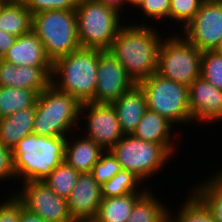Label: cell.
<instances>
[{
	"instance_id": "obj_26",
	"label": "cell",
	"mask_w": 222,
	"mask_h": 222,
	"mask_svg": "<svg viewBox=\"0 0 222 222\" xmlns=\"http://www.w3.org/2000/svg\"><path fill=\"white\" fill-rule=\"evenodd\" d=\"M38 94L19 87L0 86V118L36 104Z\"/></svg>"
},
{
	"instance_id": "obj_28",
	"label": "cell",
	"mask_w": 222,
	"mask_h": 222,
	"mask_svg": "<svg viewBox=\"0 0 222 222\" xmlns=\"http://www.w3.org/2000/svg\"><path fill=\"white\" fill-rule=\"evenodd\" d=\"M79 175L80 172L64 160L43 181L58 196L68 199Z\"/></svg>"
},
{
	"instance_id": "obj_23",
	"label": "cell",
	"mask_w": 222,
	"mask_h": 222,
	"mask_svg": "<svg viewBox=\"0 0 222 222\" xmlns=\"http://www.w3.org/2000/svg\"><path fill=\"white\" fill-rule=\"evenodd\" d=\"M150 190L137 200L126 222H169V207H165Z\"/></svg>"
},
{
	"instance_id": "obj_43",
	"label": "cell",
	"mask_w": 222,
	"mask_h": 222,
	"mask_svg": "<svg viewBox=\"0 0 222 222\" xmlns=\"http://www.w3.org/2000/svg\"><path fill=\"white\" fill-rule=\"evenodd\" d=\"M218 51H220V52L222 53V43H221V45H220Z\"/></svg>"
},
{
	"instance_id": "obj_40",
	"label": "cell",
	"mask_w": 222,
	"mask_h": 222,
	"mask_svg": "<svg viewBox=\"0 0 222 222\" xmlns=\"http://www.w3.org/2000/svg\"><path fill=\"white\" fill-rule=\"evenodd\" d=\"M74 222H103L100 220L97 216L87 217V218H81Z\"/></svg>"
},
{
	"instance_id": "obj_6",
	"label": "cell",
	"mask_w": 222,
	"mask_h": 222,
	"mask_svg": "<svg viewBox=\"0 0 222 222\" xmlns=\"http://www.w3.org/2000/svg\"><path fill=\"white\" fill-rule=\"evenodd\" d=\"M32 30L52 62L81 47L75 10H47L32 15Z\"/></svg>"
},
{
	"instance_id": "obj_34",
	"label": "cell",
	"mask_w": 222,
	"mask_h": 222,
	"mask_svg": "<svg viewBox=\"0 0 222 222\" xmlns=\"http://www.w3.org/2000/svg\"><path fill=\"white\" fill-rule=\"evenodd\" d=\"M138 9H141L143 16L145 15L148 19L150 17L155 21L170 20V0H144Z\"/></svg>"
},
{
	"instance_id": "obj_36",
	"label": "cell",
	"mask_w": 222,
	"mask_h": 222,
	"mask_svg": "<svg viewBox=\"0 0 222 222\" xmlns=\"http://www.w3.org/2000/svg\"><path fill=\"white\" fill-rule=\"evenodd\" d=\"M12 178L16 179L12 148L0 142V180L3 183L6 180L10 181Z\"/></svg>"
},
{
	"instance_id": "obj_3",
	"label": "cell",
	"mask_w": 222,
	"mask_h": 222,
	"mask_svg": "<svg viewBox=\"0 0 222 222\" xmlns=\"http://www.w3.org/2000/svg\"><path fill=\"white\" fill-rule=\"evenodd\" d=\"M100 49L82 48L53 62L51 85L68 93L81 104L90 102L97 86Z\"/></svg>"
},
{
	"instance_id": "obj_22",
	"label": "cell",
	"mask_w": 222,
	"mask_h": 222,
	"mask_svg": "<svg viewBox=\"0 0 222 222\" xmlns=\"http://www.w3.org/2000/svg\"><path fill=\"white\" fill-rule=\"evenodd\" d=\"M32 29V14L24 3H0V30L19 37Z\"/></svg>"
},
{
	"instance_id": "obj_39",
	"label": "cell",
	"mask_w": 222,
	"mask_h": 222,
	"mask_svg": "<svg viewBox=\"0 0 222 222\" xmlns=\"http://www.w3.org/2000/svg\"><path fill=\"white\" fill-rule=\"evenodd\" d=\"M97 1L106 6L112 7L115 10H118L120 13H122L121 10L123 9L124 5L127 6L128 4V0H97Z\"/></svg>"
},
{
	"instance_id": "obj_12",
	"label": "cell",
	"mask_w": 222,
	"mask_h": 222,
	"mask_svg": "<svg viewBox=\"0 0 222 222\" xmlns=\"http://www.w3.org/2000/svg\"><path fill=\"white\" fill-rule=\"evenodd\" d=\"M83 112L87 113L83 115ZM82 115L87 118L88 135L85 137L95 141L104 151L110 150L124 136L112 104L83 103L79 116Z\"/></svg>"
},
{
	"instance_id": "obj_24",
	"label": "cell",
	"mask_w": 222,
	"mask_h": 222,
	"mask_svg": "<svg viewBox=\"0 0 222 222\" xmlns=\"http://www.w3.org/2000/svg\"><path fill=\"white\" fill-rule=\"evenodd\" d=\"M143 194L130 193L120 197L102 198L96 216L103 222H126Z\"/></svg>"
},
{
	"instance_id": "obj_8",
	"label": "cell",
	"mask_w": 222,
	"mask_h": 222,
	"mask_svg": "<svg viewBox=\"0 0 222 222\" xmlns=\"http://www.w3.org/2000/svg\"><path fill=\"white\" fill-rule=\"evenodd\" d=\"M181 35L183 34L177 36L176 33L167 39L163 38L157 73L188 87L196 78L201 77L203 52Z\"/></svg>"
},
{
	"instance_id": "obj_21",
	"label": "cell",
	"mask_w": 222,
	"mask_h": 222,
	"mask_svg": "<svg viewBox=\"0 0 222 222\" xmlns=\"http://www.w3.org/2000/svg\"><path fill=\"white\" fill-rule=\"evenodd\" d=\"M36 104L0 118V142L13 147L25 136L33 133Z\"/></svg>"
},
{
	"instance_id": "obj_19",
	"label": "cell",
	"mask_w": 222,
	"mask_h": 222,
	"mask_svg": "<svg viewBox=\"0 0 222 222\" xmlns=\"http://www.w3.org/2000/svg\"><path fill=\"white\" fill-rule=\"evenodd\" d=\"M175 127L158 113L146 109L136 130L132 133L135 138L162 145L171 155L175 144L171 141L172 128Z\"/></svg>"
},
{
	"instance_id": "obj_9",
	"label": "cell",
	"mask_w": 222,
	"mask_h": 222,
	"mask_svg": "<svg viewBox=\"0 0 222 222\" xmlns=\"http://www.w3.org/2000/svg\"><path fill=\"white\" fill-rule=\"evenodd\" d=\"M110 151L121 164L122 169L132 172L143 184L164 165L172 155L162 146L152 142L124 135Z\"/></svg>"
},
{
	"instance_id": "obj_29",
	"label": "cell",
	"mask_w": 222,
	"mask_h": 222,
	"mask_svg": "<svg viewBox=\"0 0 222 222\" xmlns=\"http://www.w3.org/2000/svg\"><path fill=\"white\" fill-rule=\"evenodd\" d=\"M192 190L191 188V195L184 199L186 202L182 204L178 214L173 217V213L169 211V222H215L211 211Z\"/></svg>"
},
{
	"instance_id": "obj_31",
	"label": "cell",
	"mask_w": 222,
	"mask_h": 222,
	"mask_svg": "<svg viewBox=\"0 0 222 222\" xmlns=\"http://www.w3.org/2000/svg\"><path fill=\"white\" fill-rule=\"evenodd\" d=\"M122 170L121 164L110 150L104 151L99 161L93 166L91 174L99 185L109 181L114 175Z\"/></svg>"
},
{
	"instance_id": "obj_32",
	"label": "cell",
	"mask_w": 222,
	"mask_h": 222,
	"mask_svg": "<svg viewBox=\"0 0 222 222\" xmlns=\"http://www.w3.org/2000/svg\"><path fill=\"white\" fill-rule=\"evenodd\" d=\"M205 0H170V19L185 27L199 11Z\"/></svg>"
},
{
	"instance_id": "obj_20",
	"label": "cell",
	"mask_w": 222,
	"mask_h": 222,
	"mask_svg": "<svg viewBox=\"0 0 222 222\" xmlns=\"http://www.w3.org/2000/svg\"><path fill=\"white\" fill-rule=\"evenodd\" d=\"M69 136H67L65 145V161L80 173L91 172L104 150L95 141L84 135L81 138L73 137V141L71 139L73 135Z\"/></svg>"
},
{
	"instance_id": "obj_25",
	"label": "cell",
	"mask_w": 222,
	"mask_h": 222,
	"mask_svg": "<svg viewBox=\"0 0 222 222\" xmlns=\"http://www.w3.org/2000/svg\"><path fill=\"white\" fill-rule=\"evenodd\" d=\"M209 178L204 183L197 184L198 187L196 185L192 192L211 211L214 221L222 222V171Z\"/></svg>"
},
{
	"instance_id": "obj_14",
	"label": "cell",
	"mask_w": 222,
	"mask_h": 222,
	"mask_svg": "<svg viewBox=\"0 0 222 222\" xmlns=\"http://www.w3.org/2000/svg\"><path fill=\"white\" fill-rule=\"evenodd\" d=\"M188 97L192 123L222 121V90L198 77L188 86Z\"/></svg>"
},
{
	"instance_id": "obj_30",
	"label": "cell",
	"mask_w": 222,
	"mask_h": 222,
	"mask_svg": "<svg viewBox=\"0 0 222 222\" xmlns=\"http://www.w3.org/2000/svg\"><path fill=\"white\" fill-rule=\"evenodd\" d=\"M201 77L222 90V53L218 50L203 51Z\"/></svg>"
},
{
	"instance_id": "obj_17",
	"label": "cell",
	"mask_w": 222,
	"mask_h": 222,
	"mask_svg": "<svg viewBox=\"0 0 222 222\" xmlns=\"http://www.w3.org/2000/svg\"><path fill=\"white\" fill-rule=\"evenodd\" d=\"M2 60L15 66L53 67L41 40L32 29L16 38Z\"/></svg>"
},
{
	"instance_id": "obj_27",
	"label": "cell",
	"mask_w": 222,
	"mask_h": 222,
	"mask_svg": "<svg viewBox=\"0 0 222 222\" xmlns=\"http://www.w3.org/2000/svg\"><path fill=\"white\" fill-rule=\"evenodd\" d=\"M142 181L132 172L122 169L109 181L100 185L102 198L120 197L130 193H145L149 188L138 189Z\"/></svg>"
},
{
	"instance_id": "obj_16",
	"label": "cell",
	"mask_w": 222,
	"mask_h": 222,
	"mask_svg": "<svg viewBox=\"0 0 222 222\" xmlns=\"http://www.w3.org/2000/svg\"><path fill=\"white\" fill-rule=\"evenodd\" d=\"M100 185L90 172L80 173L67 199L68 211L73 221L96 216L101 203Z\"/></svg>"
},
{
	"instance_id": "obj_5",
	"label": "cell",
	"mask_w": 222,
	"mask_h": 222,
	"mask_svg": "<svg viewBox=\"0 0 222 222\" xmlns=\"http://www.w3.org/2000/svg\"><path fill=\"white\" fill-rule=\"evenodd\" d=\"M82 48L109 50L121 25V13L97 0H79L75 9Z\"/></svg>"
},
{
	"instance_id": "obj_10",
	"label": "cell",
	"mask_w": 222,
	"mask_h": 222,
	"mask_svg": "<svg viewBox=\"0 0 222 222\" xmlns=\"http://www.w3.org/2000/svg\"><path fill=\"white\" fill-rule=\"evenodd\" d=\"M183 29V36L198 50H218L222 43V0H205Z\"/></svg>"
},
{
	"instance_id": "obj_2",
	"label": "cell",
	"mask_w": 222,
	"mask_h": 222,
	"mask_svg": "<svg viewBox=\"0 0 222 222\" xmlns=\"http://www.w3.org/2000/svg\"><path fill=\"white\" fill-rule=\"evenodd\" d=\"M66 140L35 133L23 137L12 149L16 180L43 181L65 160Z\"/></svg>"
},
{
	"instance_id": "obj_38",
	"label": "cell",
	"mask_w": 222,
	"mask_h": 222,
	"mask_svg": "<svg viewBox=\"0 0 222 222\" xmlns=\"http://www.w3.org/2000/svg\"><path fill=\"white\" fill-rule=\"evenodd\" d=\"M19 222H48L40 216L29 212L26 208H23L20 212Z\"/></svg>"
},
{
	"instance_id": "obj_1",
	"label": "cell",
	"mask_w": 222,
	"mask_h": 222,
	"mask_svg": "<svg viewBox=\"0 0 222 222\" xmlns=\"http://www.w3.org/2000/svg\"><path fill=\"white\" fill-rule=\"evenodd\" d=\"M158 32L145 23L123 24L109 49L136 83L157 72L163 38Z\"/></svg>"
},
{
	"instance_id": "obj_41",
	"label": "cell",
	"mask_w": 222,
	"mask_h": 222,
	"mask_svg": "<svg viewBox=\"0 0 222 222\" xmlns=\"http://www.w3.org/2000/svg\"><path fill=\"white\" fill-rule=\"evenodd\" d=\"M144 0H128V4L132 7L139 8L143 4Z\"/></svg>"
},
{
	"instance_id": "obj_11",
	"label": "cell",
	"mask_w": 222,
	"mask_h": 222,
	"mask_svg": "<svg viewBox=\"0 0 222 222\" xmlns=\"http://www.w3.org/2000/svg\"><path fill=\"white\" fill-rule=\"evenodd\" d=\"M21 189L16 190L14 195L29 212L48 222H74L68 211L67 199L58 196L44 181L23 182Z\"/></svg>"
},
{
	"instance_id": "obj_15",
	"label": "cell",
	"mask_w": 222,
	"mask_h": 222,
	"mask_svg": "<svg viewBox=\"0 0 222 222\" xmlns=\"http://www.w3.org/2000/svg\"><path fill=\"white\" fill-rule=\"evenodd\" d=\"M52 69L15 66L0 59V86L25 88L39 95L51 85Z\"/></svg>"
},
{
	"instance_id": "obj_33",
	"label": "cell",
	"mask_w": 222,
	"mask_h": 222,
	"mask_svg": "<svg viewBox=\"0 0 222 222\" xmlns=\"http://www.w3.org/2000/svg\"><path fill=\"white\" fill-rule=\"evenodd\" d=\"M79 0H26L25 7L32 15L47 10H75Z\"/></svg>"
},
{
	"instance_id": "obj_13",
	"label": "cell",
	"mask_w": 222,
	"mask_h": 222,
	"mask_svg": "<svg viewBox=\"0 0 222 222\" xmlns=\"http://www.w3.org/2000/svg\"><path fill=\"white\" fill-rule=\"evenodd\" d=\"M96 81L90 102L107 104L116 101L136 83L109 50H100Z\"/></svg>"
},
{
	"instance_id": "obj_42",
	"label": "cell",
	"mask_w": 222,
	"mask_h": 222,
	"mask_svg": "<svg viewBox=\"0 0 222 222\" xmlns=\"http://www.w3.org/2000/svg\"><path fill=\"white\" fill-rule=\"evenodd\" d=\"M26 0H2V2L24 3Z\"/></svg>"
},
{
	"instance_id": "obj_37",
	"label": "cell",
	"mask_w": 222,
	"mask_h": 222,
	"mask_svg": "<svg viewBox=\"0 0 222 222\" xmlns=\"http://www.w3.org/2000/svg\"><path fill=\"white\" fill-rule=\"evenodd\" d=\"M16 38V36L0 30V59H2L8 49L13 46Z\"/></svg>"
},
{
	"instance_id": "obj_4",
	"label": "cell",
	"mask_w": 222,
	"mask_h": 222,
	"mask_svg": "<svg viewBox=\"0 0 222 222\" xmlns=\"http://www.w3.org/2000/svg\"><path fill=\"white\" fill-rule=\"evenodd\" d=\"M80 108L81 103L75 97L50 85L38 95L33 133L48 137L69 136L70 131L81 124Z\"/></svg>"
},
{
	"instance_id": "obj_7",
	"label": "cell",
	"mask_w": 222,
	"mask_h": 222,
	"mask_svg": "<svg viewBox=\"0 0 222 222\" xmlns=\"http://www.w3.org/2000/svg\"><path fill=\"white\" fill-rule=\"evenodd\" d=\"M138 84L144 90L147 109H150L173 125L192 122L189 110L188 87L167 79L157 72Z\"/></svg>"
},
{
	"instance_id": "obj_18",
	"label": "cell",
	"mask_w": 222,
	"mask_h": 222,
	"mask_svg": "<svg viewBox=\"0 0 222 222\" xmlns=\"http://www.w3.org/2000/svg\"><path fill=\"white\" fill-rule=\"evenodd\" d=\"M111 104L116 111L123 134L131 135L147 109L144 90L138 83H135Z\"/></svg>"
},
{
	"instance_id": "obj_35",
	"label": "cell",
	"mask_w": 222,
	"mask_h": 222,
	"mask_svg": "<svg viewBox=\"0 0 222 222\" xmlns=\"http://www.w3.org/2000/svg\"><path fill=\"white\" fill-rule=\"evenodd\" d=\"M0 203V222H19L20 212L24 208L22 202L12 193Z\"/></svg>"
}]
</instances>
